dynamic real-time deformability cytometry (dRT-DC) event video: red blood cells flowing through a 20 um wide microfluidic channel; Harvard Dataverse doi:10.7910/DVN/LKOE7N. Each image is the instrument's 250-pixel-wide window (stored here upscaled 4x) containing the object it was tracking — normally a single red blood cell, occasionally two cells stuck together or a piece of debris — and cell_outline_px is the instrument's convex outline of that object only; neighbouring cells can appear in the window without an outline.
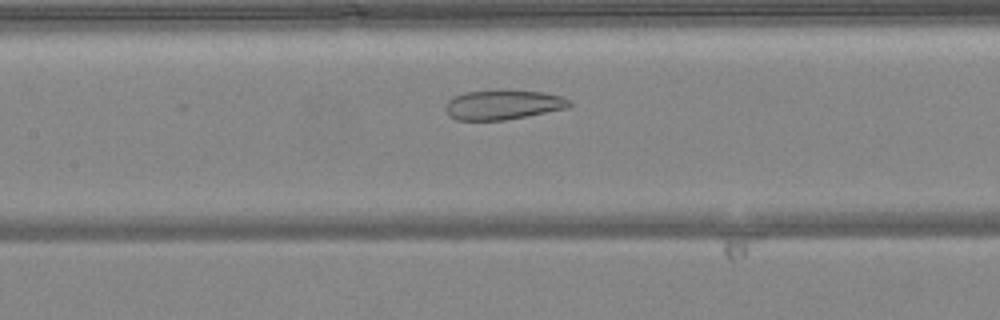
{"species": "common noctule bat (a hibernating species)", "species_latin": "Nyctalus noctula", "temperature_condition": "warm", "stored_images_in_passage": 44, "camera_frame_rate_fps": 3000, "um_per_image_px": 0.085, "animal": {"sex": "female", "body_mass_g": 24.6, "forearm_length_mm": 56.2}, "frame": {"image": 1, "passage_image": 17, "time_ms": 5.333, "image_size_px": [1000, 320], "cell_outline_px": [[572, 104], [568, 108], [504, 120], [456, 120], [448, 116], [444, 108], [448, 100], [464, 92], [500, 88], [508, 88], [544, 92], [564, 96], [572, 100]], "centroid_in_image_um": [42.78, 8.86], "position_along_channel_um": 164.6, "area_um2": 22.2}}
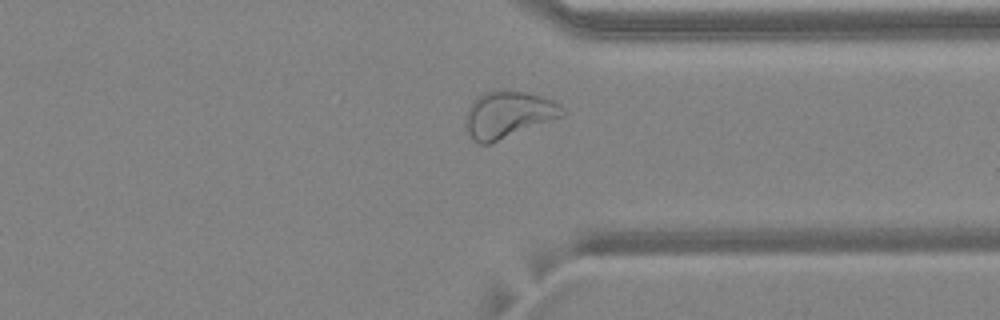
{"frame": {"image": 2, "passage_image": 32, "time_ms": 10.333, "image_size_px": [1000, 320], "cell_outline_px": [[568, 112], [564, 116], [488, 144], [480, 144], [472, 140], [464, 124], [464, 116], [472, 100], [476, 96], [488, 92], [524, 92], [540, 96], [552, 100], [560, 104]], "centroid_in_image_um": [43.18, 9.76], "position_along_channel_um": 368.2, "area_um2": 26.18}}
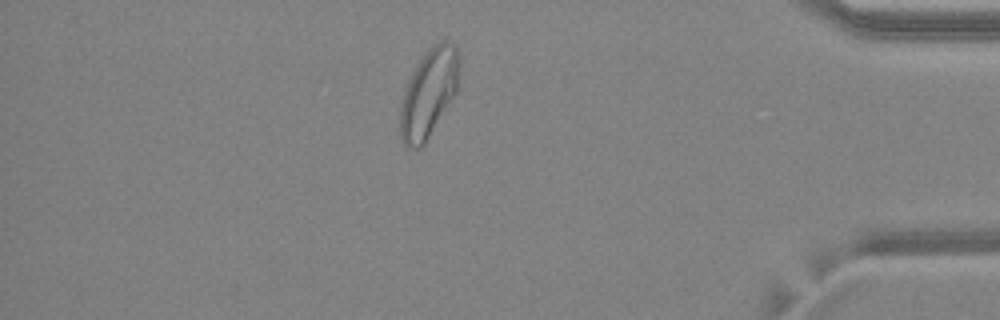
{"frame": {"image": 3, "passage_image": 37, "time_ms": 12.0, "image_size_px": [1000, 320], "cell_outline_px": [[460, 64], [456, 92], [424, 144], [420, 148], [408, 148], [404, 144], [400, 136], [400, 104], [408, 80], [412, 72], [428, 48], [444, 40], [448, 40], [456, 48], [460, 56]], "centroid_in_image_um": [36.44, 7.91], "position_along_channel_um": 398.8, "area_um2": 30.11}, "authors_computed_cell_mechanics": {"area_um2": 27.6284, "velocity_mm_per_s": 4.098, "shape_relaxation_time_tau1_ms": null, "shape_relaxation_time_tau2_ms": 1.4001, "deformation_change_tau1": null, "deformation_change_tau2": 0.0803}}